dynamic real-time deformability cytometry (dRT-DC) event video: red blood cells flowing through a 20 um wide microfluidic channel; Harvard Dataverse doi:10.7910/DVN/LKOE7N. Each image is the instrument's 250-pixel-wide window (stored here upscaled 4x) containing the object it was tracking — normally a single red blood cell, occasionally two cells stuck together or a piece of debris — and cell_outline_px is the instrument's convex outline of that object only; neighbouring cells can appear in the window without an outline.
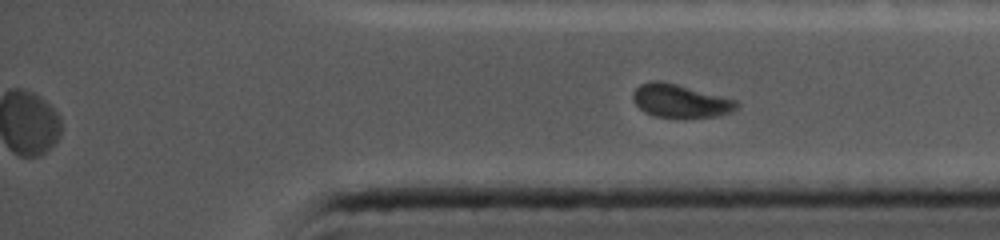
{"species": "common noctule bat (a hibernating species)", "species_latin": "Nyctalus noctula", "temperature_condition": "cold", "stored_images_in_passage": 81, "segment_of_instrument_passage": [2, 2], "camera_frame_rate_fps": 5000, "um_per_image_px": 0.085, "animal": {"sex": "female", "body_mass_g": 19.0, "forearm_length_mm": 56.7}, "frame": {"image": 1, "passage_image": 81, "time_ms": 16.0, "image_size_px": [1000, 240], "cell_outline_px": [[740, 104], [736, 108], [728, 112], [716, 116], [656, 116], [644, 112], [632, 100], [632, 92], [640, 84], [652, 80], [660, 80], [676, 84], [736, 100]], "centroid_in_image_um": [57.76, 8.55], "position_along_channel_um": 377.4, "area_um2": 19.54}}